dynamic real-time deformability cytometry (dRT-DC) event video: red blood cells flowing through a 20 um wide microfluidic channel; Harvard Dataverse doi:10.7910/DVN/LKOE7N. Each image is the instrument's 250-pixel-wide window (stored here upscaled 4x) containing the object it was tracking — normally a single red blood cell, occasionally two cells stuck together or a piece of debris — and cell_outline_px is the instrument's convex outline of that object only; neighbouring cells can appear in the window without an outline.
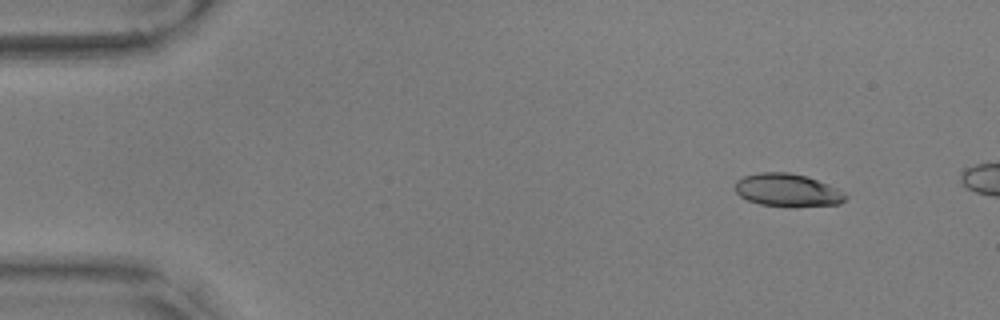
{"species": "common noctule bat (a hibernating species)", "species_latin": "Nyctalus noctula", "temperature_condition": "warm", "stored_images_in_passage": 11, "camera_frame_rate_fps": 3000, "um_per_image_px": 0.085, "animal": {"sex": "male", "body_mass_g": 17.9, "forearm_length_mm": 54.2}, "frame": {"image": 1, "passage_image": 4, "time_ms": 1.0, "image_size_px": [1000, 320], "cell_outline_px": [[848, 196], [840, 204], [792, 208], [760, 204], [748, 200], [740, 196], [732, 188], [736, 180], [744, 176], [760, 172], [788, 172], [804, 176], [828, 184], [844, 192]], "centroid_in_image_um": [66.91, 16.18], "position_along_channel_um": 18.1, "area_um2": 21.5}}